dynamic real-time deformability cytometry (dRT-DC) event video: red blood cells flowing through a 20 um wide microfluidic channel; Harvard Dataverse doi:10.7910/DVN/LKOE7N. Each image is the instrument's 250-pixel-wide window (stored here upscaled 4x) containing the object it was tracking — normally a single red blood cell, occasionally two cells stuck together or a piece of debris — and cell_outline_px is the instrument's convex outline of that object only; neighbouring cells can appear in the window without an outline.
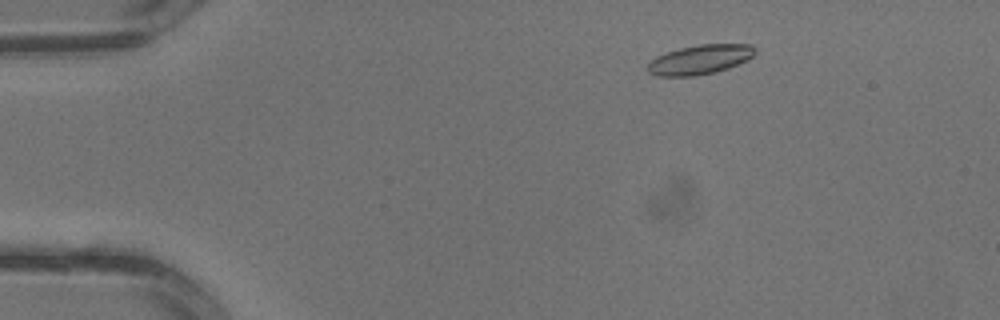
{"species": "common noctule bat (a hibernating species)", "species_latin": "Nyctalus noctula", "temperature_condition": "warm", "stored_images_in_passage": 2, "camera_frame_rate_fps": 3000, "um_per_image_px": 0.085, "animal": {"sex": "male", "body_mass_g": 13.3}, "frame": {"image": 1, "passage_image": 1, "time_ms": 0.0, "image_size_px": [1000, 320], "cell_outline_px": [[756, 52], [748, 60], [728, 68], [716, 72], [696, 76], [656, 76], [648, 72], [648, 64], [656, 56], [680, 48], [700, 44], [752, 44], [756, 48]], "centroid_in_image_um": [59.53, 5.06], "position_along_channel_um": 25.5, "area_um2": 18.5}}